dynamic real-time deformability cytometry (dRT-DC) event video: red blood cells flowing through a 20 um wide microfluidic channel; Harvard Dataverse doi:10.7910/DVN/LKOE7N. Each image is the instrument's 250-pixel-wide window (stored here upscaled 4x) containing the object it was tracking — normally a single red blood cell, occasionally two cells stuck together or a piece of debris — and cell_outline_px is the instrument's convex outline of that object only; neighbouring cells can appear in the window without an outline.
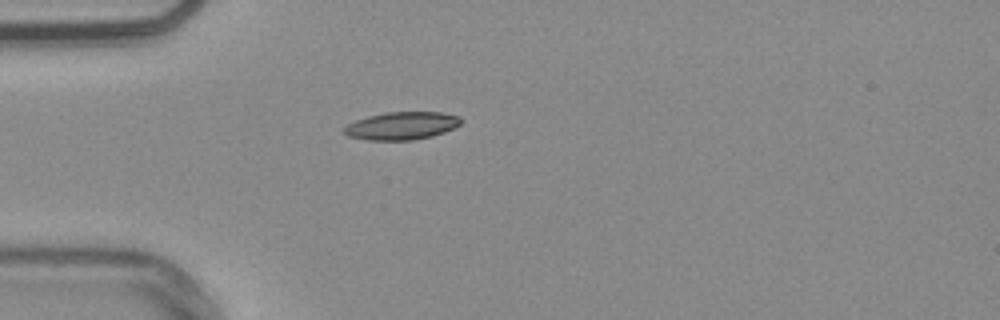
{"species": "common noctule bat (a hibernating species)", "species_latin": "Nyctalus noctula", "temperature_condition": "warm", "stored_images_in_passage": 39, "camera_frame_rate_fps": 3000, "um_per_image_px": 0.085, "animal": {"sex": "male", "body_mass_g": 20.4}, "frame": {"image": 1, "passage_image": 1, "time_ms": 0.0, "image_size_px": [1000, 320], "cell_outline_px": [[460, 124], [444, 132], [432, 136], [412, 140], [368, 140], [348, 136], [340, 132], [340, 128], [356, 120], [368, 116], [384, 112], [440, 112], [460, 116]], "centroid_in_image_um": [34.07, 10.69], "position_along_channel_um": 50.9, "area_um2": 19.02}}
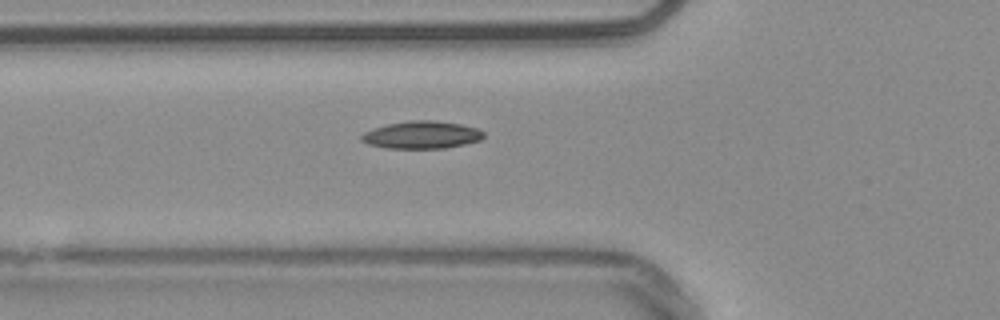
{"frame": {"image": 2, "passage_image": 5, "time_ms": 1.333, "image_size_px": [1000, 320], "cell_outline_px": [[484, 136], [480, 140], [464, 144], [444, 148], [384, 148], [368, 144], [360, 140], [360, 136], [364, 132], [372, 128], [388, 124], [408, 120], [432, 120], [460, 124], [476, 128], [484, 132]], "centroid_in_image_um": [35.8, 11.46], "position_along_channel_um": 90.0, "area_um2": 19.59}}
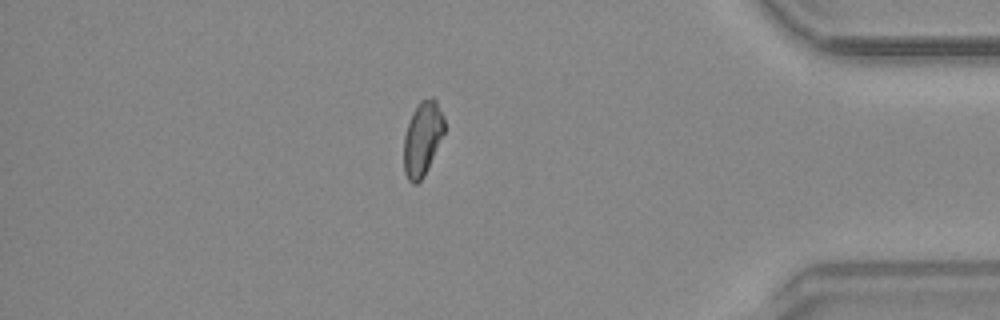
{"frame": {"image": 3, "passage_image": 32, "time_ms": 10.333, "image_size_px": [1000, 320], "cell_outline_px": [[444, 132], [428, 168], [424, 176], [416, 184], [412, 184], [408, 180], [404, 172], [404, 136], [412, 112], [420, 100], [432, 96], [436, 100], [444, 120]], "centroid_in_image_um": [35.89, 11.77], "position_along_channel_um": 399.3, "area_um2": 17.4}}